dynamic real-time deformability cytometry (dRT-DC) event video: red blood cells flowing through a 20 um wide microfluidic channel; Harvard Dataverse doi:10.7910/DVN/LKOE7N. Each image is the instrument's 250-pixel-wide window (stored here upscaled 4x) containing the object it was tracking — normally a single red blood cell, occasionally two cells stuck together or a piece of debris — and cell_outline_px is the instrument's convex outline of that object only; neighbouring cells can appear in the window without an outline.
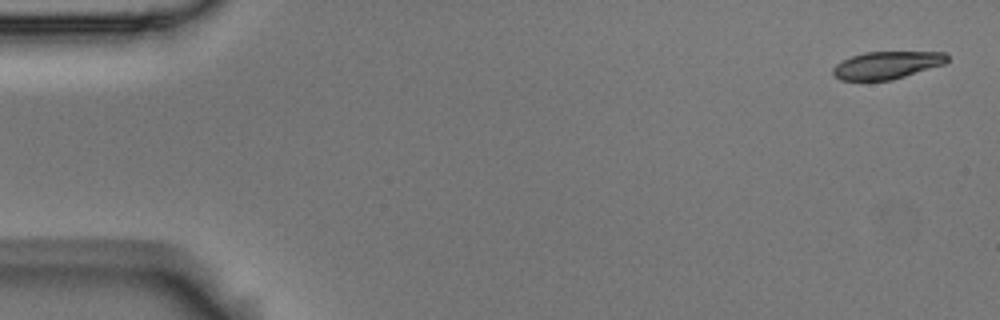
{"species": "Egyptian fruit bat (a non-hibernating species)", "species_latin": "Rousettus aegyptiacus", "temperature_condition": "room temperature", "stored_images_in_passage": 5, "camera_frame_rate_fps": 3000, "um_per_image_px": 0.085, "animal": {"sex": "male"}, "frame": {"image": 1, "passage_image": 1, "time_ms": 0.0, "image_size_px": [1000, 320], "cell_outline_px": [[948, 60], [944, 64], [892, 80], [840, 80], [832, 76], [832, 68], [836, 64], [852, 56], [864, 52], [944, 52], [948, 56]], "centroid_in_image_um": [75.35, 5.54], "position_along_channel_um": 9.6, "area_um2": 18.26}}
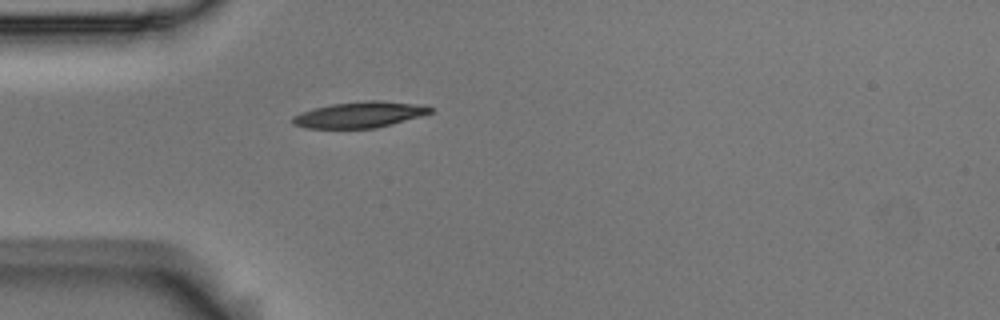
{"frame": {"image": 2, "passage_image": 5, "time_ms": 1.333, "image_size_px": [1000, 320], "cell_outline_px": [[432, 112], [420, 116], [376, 128], [308, 128], [292, 124], [292, 116], [300, 112], [332, 104], [364, 100], [380, 100], [412, 104], [432, 108]], "centroid_in_image_um": [30.5, 9.75], "position_along_channel_um": 54.5, "area_um2": 20.52}}